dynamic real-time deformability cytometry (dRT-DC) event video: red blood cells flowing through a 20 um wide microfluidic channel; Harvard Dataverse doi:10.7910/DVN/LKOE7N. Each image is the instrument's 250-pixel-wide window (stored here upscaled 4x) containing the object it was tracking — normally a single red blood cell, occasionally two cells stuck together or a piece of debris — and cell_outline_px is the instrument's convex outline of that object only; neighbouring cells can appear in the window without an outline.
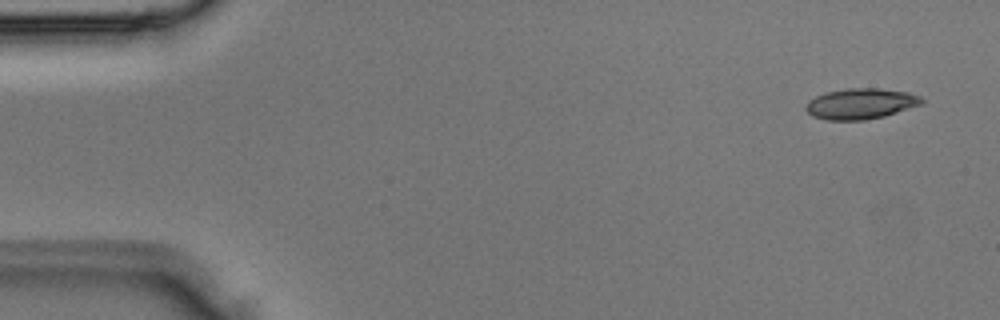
{"species": "Egyptian fruit bat (a non-hibernating species)", "species_latin": "Rousettus aegyptiacus", "temperature_condition": "room temperature", "stored_images_in_passage": 4, "camera_frame_rate_fps": 3000, "um_per_image_px": 0.085, "animal": {"sex": "male"}, "frame": {"image": 1, "passage_image": 1, "time_ms": 0.0, "image_size_px": [1000, 320], "cell_outline_px": [[924, 104], [884, 116], [864, 120], [828, 120], [812, 116], [804, 108], [808, 100], [816, 96], [828, 92], [848, 88], [876, 88], [908, 92], [920, 96], [924, 100]], "centroid_in_image_um": [73.17, 8.82], "position_along_channel_um": 11.8, "area_um2": 20.75}}